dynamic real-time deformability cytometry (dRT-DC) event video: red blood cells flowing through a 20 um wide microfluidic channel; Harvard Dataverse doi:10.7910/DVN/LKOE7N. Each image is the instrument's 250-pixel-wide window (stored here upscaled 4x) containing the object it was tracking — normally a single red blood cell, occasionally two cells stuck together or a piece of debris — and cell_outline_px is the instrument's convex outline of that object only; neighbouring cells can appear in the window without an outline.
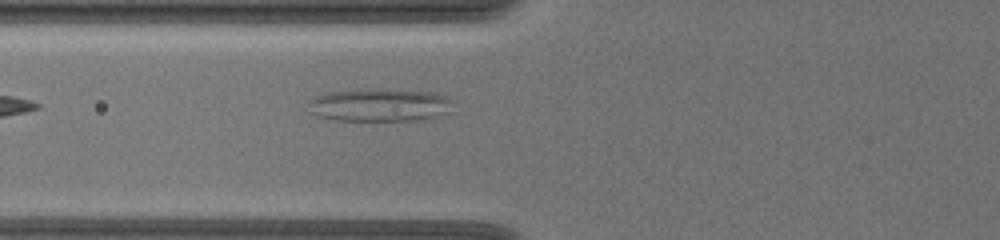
{"species": "common noctule bat (a hibernating species)", "species_latin": "Nyctalus noctula", "temperature_condition": "warm", "stored_images_in_passage": 45, "segment_of_instrument_passage": [1, 2], "camera_frame_rate_fps": 3000, "um_per_image_px": 0.085, "animal": {"sex": "female", "body_mass_g": 19.5, "forearm_length_mm": 54.1}, "frame": {"image": 1, "passage_image": 9, "time_ms": 2.667, "image_size_px": [1000, 240], "cell_outline_px": [[452, 100], [444, 112], [436, 116], [412, 120], [336, 120], [320, 116], [312, 112], [308, 100], [312, 96], [332, 92], [428, 92], [444, 96]], "centroid_in_image_um": [32.18, 8.97], "position_along_channel_um": 93.6, "area_um2": 25.61}}
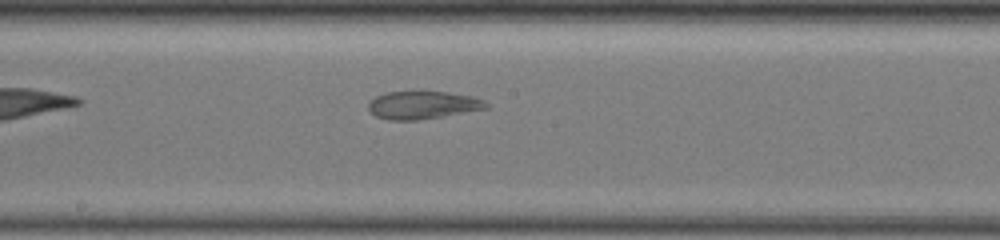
{"frame": {"image": 2, "passage_image": 19, "time_ms": 6.0, "image_size_px": [1000, 240], "cell_outline_px": [[488, 108], [420, 120], [388, 120], [376, 116], [368, 108], [368, 104], [376, 96], [388, 92], [444, 92], [472, 96], [484, 100], [488, 104]], "centroid_in_image_um": [35.94, 8.94], "position_along_channel_um": 212.3, "area_um2": 18.84}}
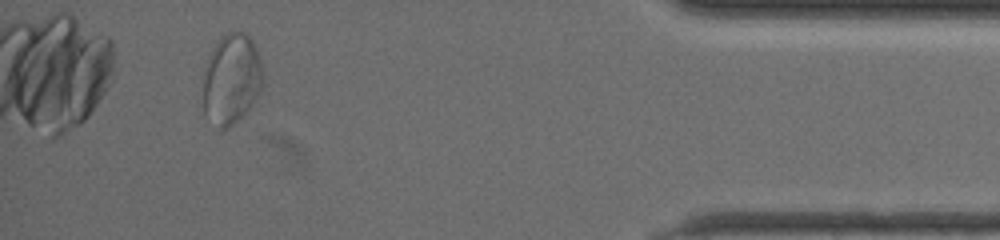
{"frame": {"image": 3, "passage_image": 40, "time_ms": 13.0, "image_size_px": [1000, 240], "cell_outline_px": [[264, 76], [260, 88], [252, 104], [228, 128], [220, 128], [204, 112], [204, 72], [208, 56], [224, 32], [244, 32], [252, 40], [256, 48], [260, 60]], "centroid_in_image_um": [19.68, 6.66], "position_along_channel_um": 415.5, "area_um2": 30.87}}